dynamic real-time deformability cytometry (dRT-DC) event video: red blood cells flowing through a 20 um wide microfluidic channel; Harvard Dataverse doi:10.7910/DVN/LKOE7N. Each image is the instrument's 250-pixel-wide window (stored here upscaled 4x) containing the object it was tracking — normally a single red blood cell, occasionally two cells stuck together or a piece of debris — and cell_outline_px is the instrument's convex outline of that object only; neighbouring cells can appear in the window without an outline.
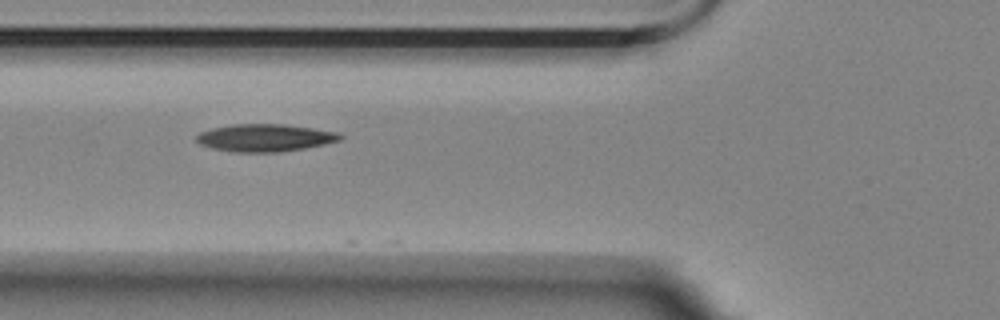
{"species": "Egyptian fruit bat (a non-hibernating species)", "species_latin": "Rousettus aegyptiacus", "temperature_condition": "room temperature", "stored_images_in_passage": 4, "camera_frame_rate_fps": 3000, "um_per_image_px": 0.085, "animal": {"sex": "female"}, "frame": {"image": 1, "passage_image": 3, "time_ms": 2.333, "image_size_px": [1000, 320], "cell_outline_px": [[344, 136], [340, 140], [324, 144], [304, 148], [280, 152], [232, 152], [212, 148], [200, 144], [196, 140], [196, 136], [200, 132], [212, 128], [232, 124], [284, 124], [340, 132]], "centroid_in_image_um": [22.53, 11.71], "position_along_channel_um": 103.3, "area_um2": 23.06}}
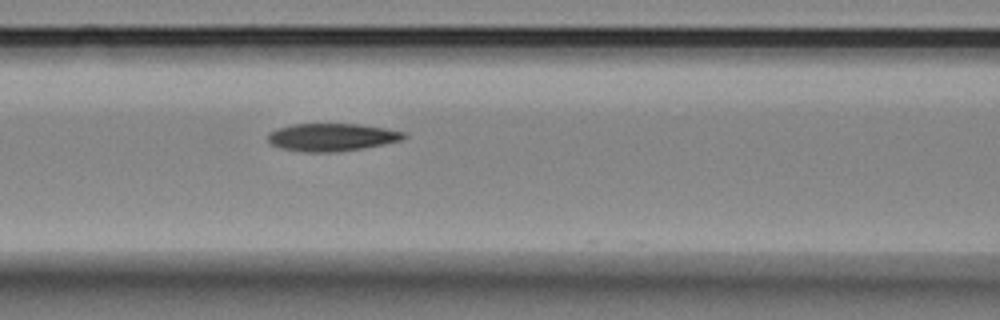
{"frame": {"image": 2, "passage_image": 4, "time_ms": 3.333, "image_size_px": [1000, 320], "cell_outline_px": [[408, 136], [400, 140], [384, 144], [336, 152], [304, 152], [280, 148], [272, 144], [268, 140], [268, 132], [292, 124], [360, 124], [384, 128], [404, 132]], "centroid_in_image_um": [28.19, 11.66], "position_along_channel_um": 138.4, "area_um2": 21.79}}